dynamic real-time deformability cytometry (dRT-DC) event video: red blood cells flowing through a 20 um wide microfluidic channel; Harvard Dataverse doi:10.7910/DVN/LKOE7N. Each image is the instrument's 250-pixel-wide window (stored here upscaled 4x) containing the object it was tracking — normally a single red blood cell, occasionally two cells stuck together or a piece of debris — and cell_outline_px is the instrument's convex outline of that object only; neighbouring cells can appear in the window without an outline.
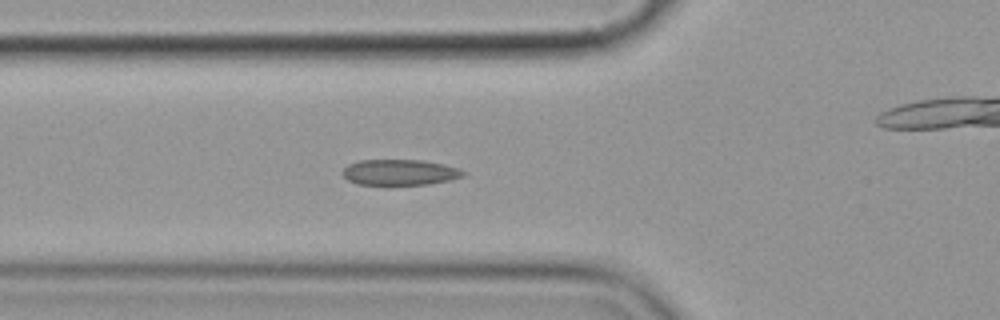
{"species": "common noctule bat (a hibernating species)", "species_latin": "Nyctalus noctula", "temperature_condition": "cold", "stored_images_in_passage": 6, "camera_frame_rate_fps": 3000, "um_per_image_px": 0.085, "animal": {"sex": "female", "body_mass_g": 19.9}, "frame": {"image": 1, "passage_image": 5, "time_ms": 4.667, "image_size_px": [1000, 320], "cell_outline_px": [[468, 172], [464, 176], [448, 180], [428, 184], [356, 184], [348, 180], [340, 172], [348, 164], [360, 160], [420, 160], [444, 164], [460, 168]], "centroid_in_image_um": [33.99, 14.64], "position_along_channel_um": 91.8, "area_um2": 18.09}}